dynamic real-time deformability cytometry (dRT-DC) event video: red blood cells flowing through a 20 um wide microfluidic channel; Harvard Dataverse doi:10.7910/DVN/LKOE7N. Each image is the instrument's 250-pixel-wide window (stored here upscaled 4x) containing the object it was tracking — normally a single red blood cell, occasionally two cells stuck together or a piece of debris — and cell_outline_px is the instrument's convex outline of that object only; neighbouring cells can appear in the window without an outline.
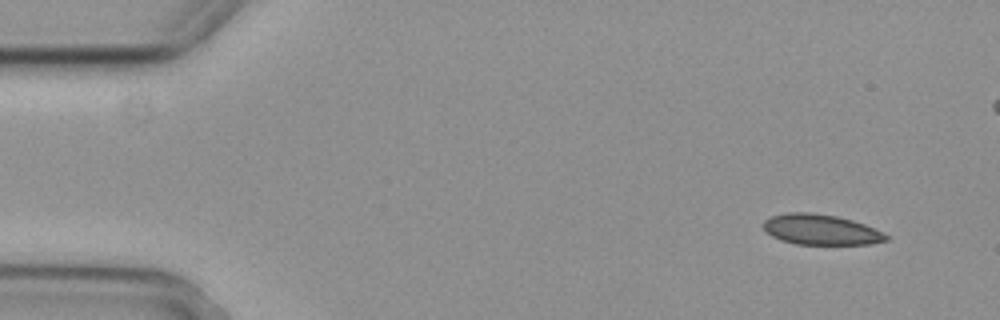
{"species": "common noctule bat (a hibernating species)", "species_latin": "Nyctalus noctula", "temperature_condition": "cold", "stored_images_in_passage": 7, "camera_frame_rate_fps": 3000, "um_per_image_px": 0.085, "animal": {"sex": "female", "body_mass_g": 29.2, "forearm_length_mm": 56.3}, "frame": {"image": 1, "passage_image": 1, "time_ms": 0.0, "image_size_px": [1000, 320], "cell_outline_px": [[888, 240], [872, 244], [796, 244], [780, 240], [764, 232], [764, 220], [772, 216], [788, 212], [808, 212], [836, 216], [852, 220], [864, 224], [888, 236]], "centroid_in_image_um": [69.73, 19.52], "position_along_channel_um": 15.3, "area_um2": 21.62}}
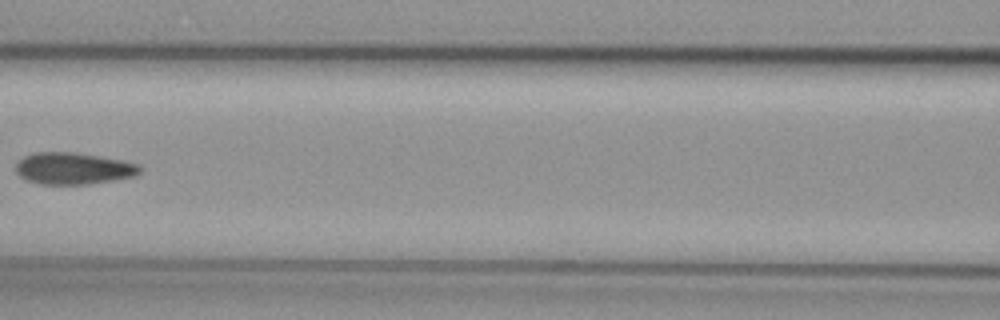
{"frame": {"image": 2, "passage_image": 6, "time_ms": 1.667, "image_size_px": [1000, 320], "cell_outline_px": [[140, 172], [136, 176], [116, 180], [88, 184], [40, 184], [24, 180], [16, 172], [16, 164], [24, 156], [36, 152], [68, 152], [96, 156], [120, 160], [140, 164]], "centroid_in_image_um": [6.22, 14.33], "position_along_channel_um": 160.4, "area_um2": 22.89}}
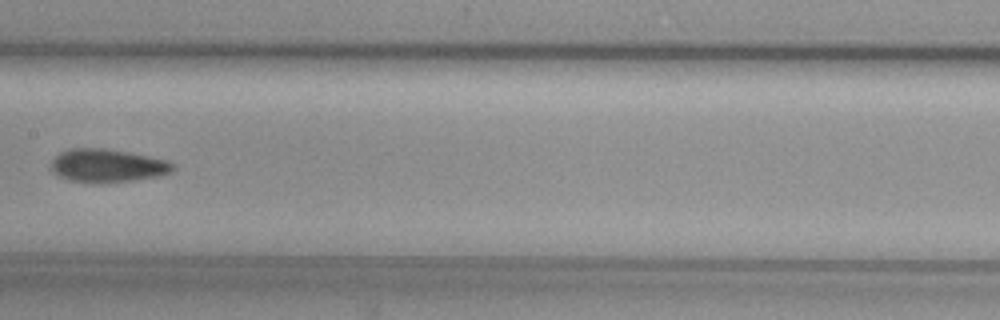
{"frame": {"image": 3, "passage_image": 7, "time_ms": 2.0, "image_size_px": [1000, 320], "cell_outline_px": [[176, 168], [172, 172], [160, 176], [132, 180], [100, 184], [68, 180], [52, 172], [48, 168], [52, 160], [60, 152], [72, 148], [104, 148], [128, 152], [168, 160], [176, 164]], "centroid_in_image_um": [9.13, 14.09], "position_along_channel_um": 198.3, "area_um2": 23.99}}